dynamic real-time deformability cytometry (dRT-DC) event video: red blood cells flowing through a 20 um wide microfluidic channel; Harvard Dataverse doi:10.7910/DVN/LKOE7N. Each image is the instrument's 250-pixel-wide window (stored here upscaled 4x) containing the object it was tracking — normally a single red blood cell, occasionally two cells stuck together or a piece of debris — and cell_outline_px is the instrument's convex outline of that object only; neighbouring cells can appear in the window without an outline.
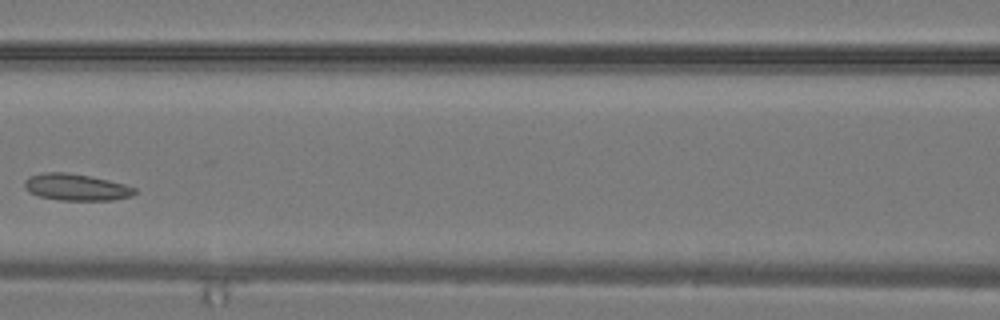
{"species": "common noctule bat (a hibernating species)", "species_latin": "Nyctalus noctula", "temperature_condition": "warm", "stored_images_in_passage": 35, "camera_frame_rate_fps": 3000, "um_per_image_px": 0.085, "animal": {"sex": "male", "body_mass_g": 19.2, "forearm_length_mm": 51.8}, "frame": {"image": 1, "passage_image": 16, "time_ms": 5.0, "image_size_px": [1000, 320], "cell_outline_px": [[136, 192], [132, 196], [112, 200], [60, 200], [36, 196], [28, 192], [24, 184], [24, 180], [28, 176], [44, 172], [68, 172], [108, 180], [124, 184], [136, 188]], "centroid_in_image_um": [6.43, 15.91], "position_along_channel_um": 160.2, "area_um2": 17.22}}
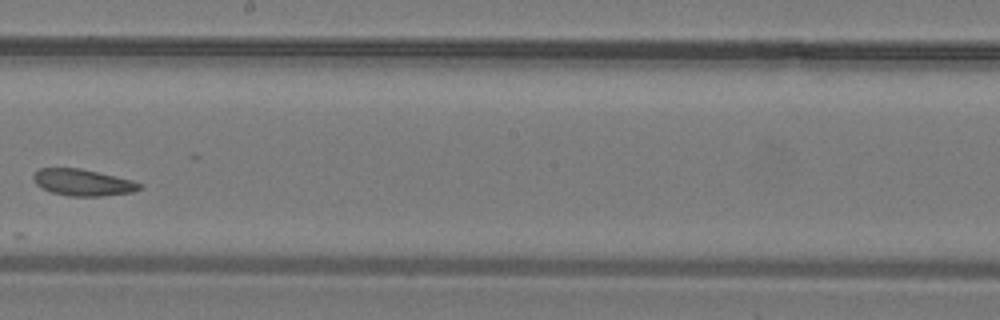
{"frame": {"image": 2, "passage_image": 20, "time_ms": 6.333, "image_size_px": [1000, 320], "cell_outline_px": [[144, 188], [132, 192], [104, 196], [68, 196], [52, 192], [40, 188], [32, 180], [32, 176], [40, 168], [80, 168], [116, 176], [132, 180], [140, 184]], "centroid_in_image_um": [7.03, 15.51], "position_along_channel_um": 241.2, "area_um2": 16.53}}
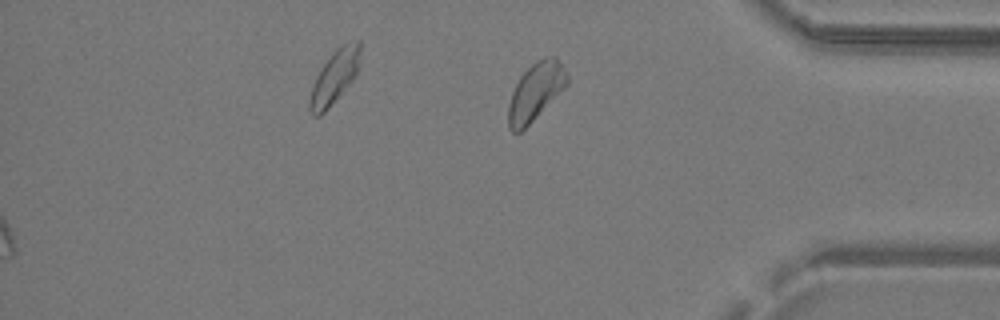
{"frame": {"image": 3, "passage_image": 35, "time_ms": 11.333, "image_size_px": [1000, 320], "cell_outline_px": [[568, 84], [520, 132], [512, 132], [508, 128], [508, 104], [512, 92], [520, 76], [536, 60], [544, 56], [556, 56], [564, 68], [568, 76]], "centroid_in_image_um": [45.51, 7.76], "position_along_channel_um": 389.7, "area_um2": 19.42}}